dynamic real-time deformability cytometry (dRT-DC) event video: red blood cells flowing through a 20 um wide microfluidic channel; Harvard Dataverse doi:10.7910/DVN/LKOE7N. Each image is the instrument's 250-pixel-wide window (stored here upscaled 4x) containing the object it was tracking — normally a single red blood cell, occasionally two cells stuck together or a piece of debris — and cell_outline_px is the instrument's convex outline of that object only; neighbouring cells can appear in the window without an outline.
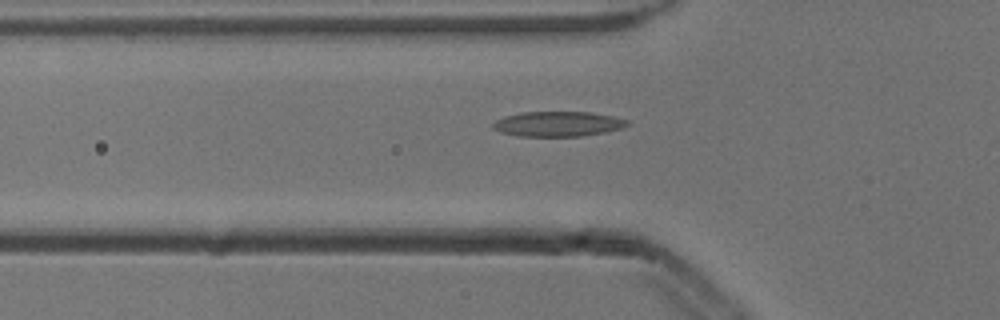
{"species": "common noctule bat (a hibernating species)", "species_latin": "Nyctalus noctula", "temperature_condition": "cold", "stored_images_in_passage": 53, "camera_frame_rate_fps": 3000, "um_per_image_px": 0.085, "animal": {"sex": "male", "body_mass_g": 13.3}, "frame": {"image": 1, "passage_image": 18, "time_ms": 5.667, "image_size_px": [1000, 320], "cell_outline_px": [[632, 124], [620, 128], [604, 132], [580, 136], [520, 136], [500, 132], [492, 128], [492, 124], [496, 120], [504, 116], [520, 112], [592, 112], [612, 116], [628, 120]], "centroid_in_image_um": [47.41, 10.53], "position_along_channel_um": 78.4, "area_um2": 19.59}}
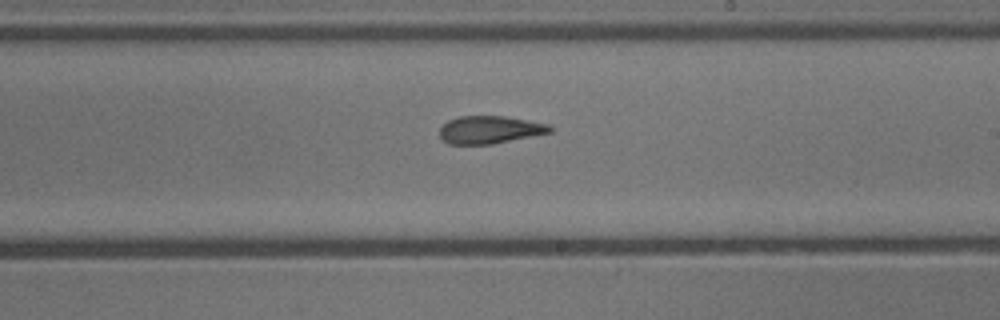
{"frame": {"image": 2, "passage_image": 31, "time_ms": 10.0, "image_size_px": [1000, 320], "cell_outline_px": [[552, 132], [492, 144], [448, 144], [440, 136], [440, 128], [448, 120], [460, 116], [504, 116], [548, 124], [552, 128]], "centroid_in_image_um": [41.62, 11.03], "position_along_channel_um": 247.4, "area_um2": 17.63}}
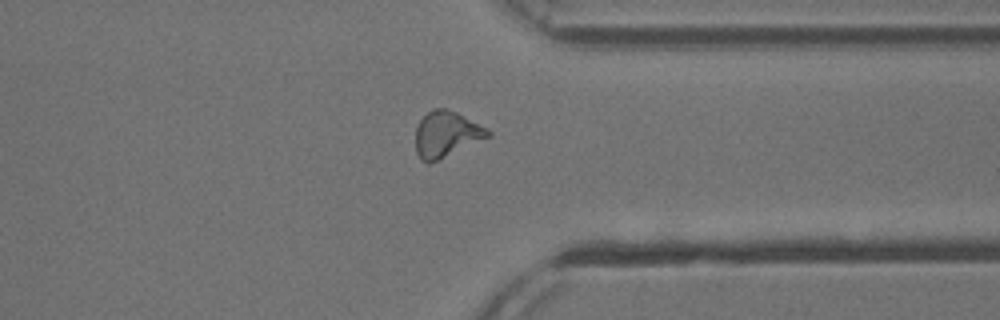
{"frame": {"image": 3, "passage_image": 41, "time_ms": 13.333, "image_size_px": [1000, 320], "cell_outline_px": [[492, 136], [428, 164], [420, 160], [416, 152], [416, 124], [432, 108], [444, 108], [456, 112], [464, 116], [492, 132]], "centroid_in_image_um": [37.92, 11.42], "position_along_channel_um": 373.5, "area_um2": 19.25}}